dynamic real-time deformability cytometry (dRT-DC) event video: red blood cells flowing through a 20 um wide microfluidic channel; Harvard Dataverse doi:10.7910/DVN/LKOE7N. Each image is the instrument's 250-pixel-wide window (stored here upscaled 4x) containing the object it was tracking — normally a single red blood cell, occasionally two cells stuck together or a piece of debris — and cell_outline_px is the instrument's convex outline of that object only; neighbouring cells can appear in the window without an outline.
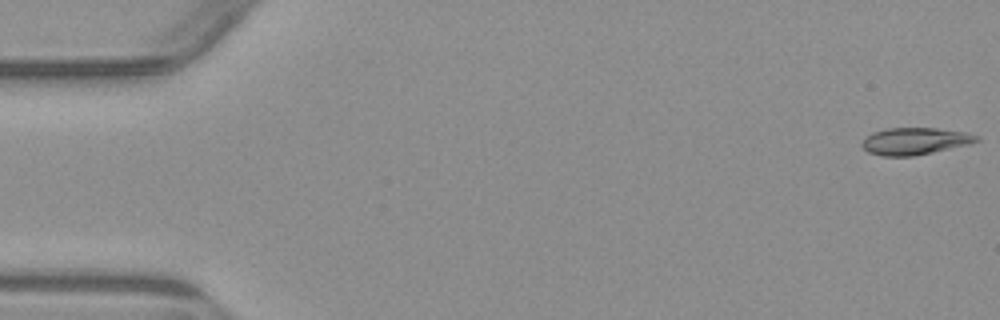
{"species": "common noctule bat (a hibernating species)", "species_latin": "Nyctalus noctula", "temperature_condition": "warm", "stored_images_in_passage": 5, "camera_frame_rate_fps": 3000, "um_per_image_px": 0.085, "animal": {"sex": "male", "body_mass_g": 23.1, "forearm_length_mm": 52.7}, "frame": {"image": 1, "passage_image": 1, "time_ms": 0.0, "image_size_px": [1000, 320], "cell_outline_px": [[980, 140], [972, 144], [912, 156], [884, 156], [868, 152], [860, 144], [872, 132], [888, 128], [936, 128], [968, 132], [980, 136]], "centroid_in_image_um": [77.83, 11.99], "position_along_channel_um": 7.2, "area_um2": 18.09}}
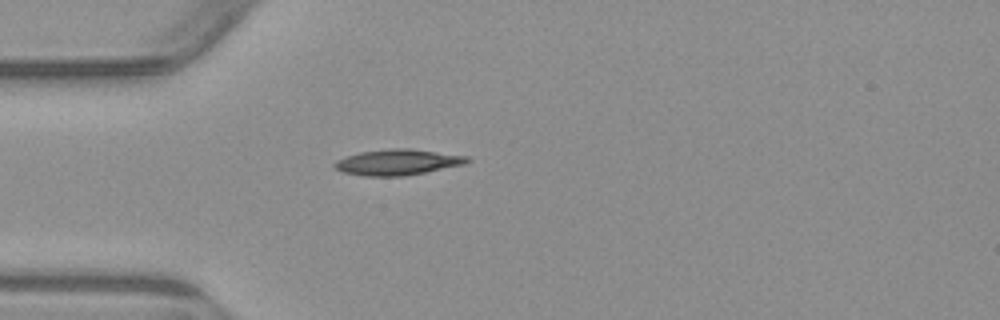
{"frame": {"image": 2, "passage_image": 5, "time_ms": 4.667, "image_size_px": [1000, 320], "cell_outline_px": [[472, 160], [464, 164], [404, 176], [364, 176], [344, 172], [336, 168], [332, 164], [336, 160], [360, 152], [388, 148], [412, 148], [468, 156]], "centroid_in_image_um": [33.81, 13.77], "position_along_channel_um": 51.2, "area_um2": 19.88}}